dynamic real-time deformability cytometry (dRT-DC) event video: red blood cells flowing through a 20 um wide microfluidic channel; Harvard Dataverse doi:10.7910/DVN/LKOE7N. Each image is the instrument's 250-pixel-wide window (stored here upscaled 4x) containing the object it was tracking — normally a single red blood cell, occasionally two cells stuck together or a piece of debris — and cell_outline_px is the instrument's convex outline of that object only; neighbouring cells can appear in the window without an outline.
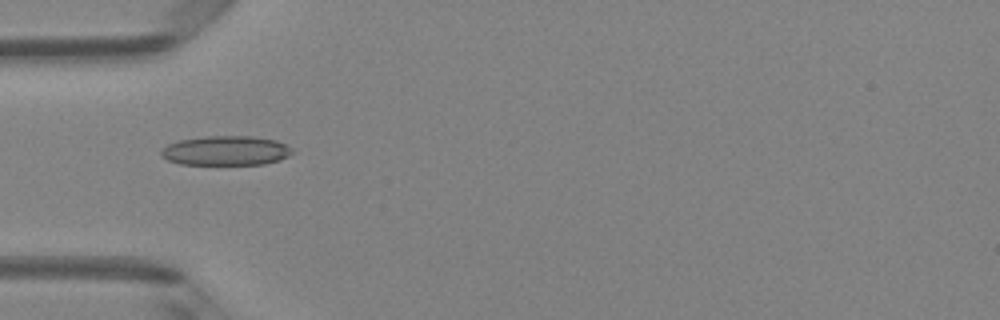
{"species": "Egyptian fruit bat (a non-hibernating species)", "species_latin": "Rousettus aegyptiacus", "temperature_condition": "room temperature", "stored_images_in_passage": 4, "camera_frame_rate_fps": 3000, "um_per_image_px": 0.085, "animal": {"sex": "female"}, "frame": {"image": 1, "passage_image": 4, "time_ms": 1.0, "image_size_px": [1000, 320], "cell_outline_px": [[296, 152], [280, 160], [264, 164], [180, 164], [168, 160], [160, 156], [160, 152], [168, 144], [180, 140], [204, 136], [252, 136], [276, 140], [292, 148]], "centroid_in_image_um": [19.22, 12.8], "position_along_channel_um": 65.8, "area_um2": 22.6}}